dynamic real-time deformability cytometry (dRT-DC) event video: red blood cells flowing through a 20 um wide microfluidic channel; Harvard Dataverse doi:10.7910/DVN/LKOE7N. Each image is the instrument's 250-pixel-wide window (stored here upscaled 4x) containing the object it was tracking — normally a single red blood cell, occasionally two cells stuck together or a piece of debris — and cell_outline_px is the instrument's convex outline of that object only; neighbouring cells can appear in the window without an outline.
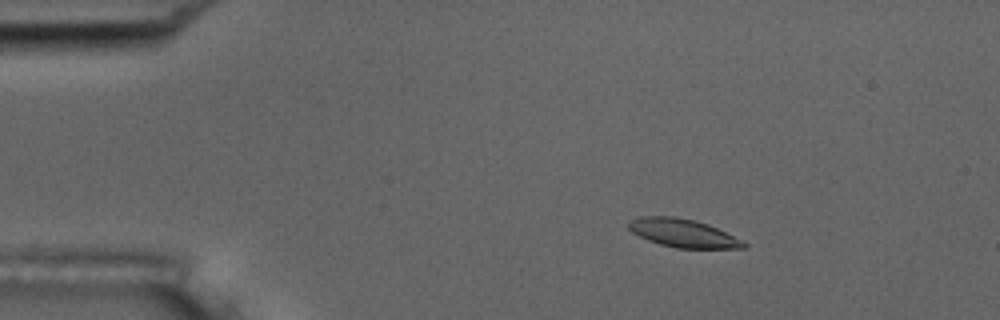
{"species": "common noctule bat (a hibernating species)", "species_latin": "Nyctalus noctula", "temperature_condition": "room temperature", "stored_images_in_passage": 55, "camera_frame_rate_fps": 3000, "um_per_image_px": 0.085, "animal": {"sex": "male", "body_mass_g": 17.5, "forearm_length_mm": 52.3}, "frame": {"image": 1, "passage_image": 10, "time_ms": 3.0, "image_size_px": [1000, 320], "cell_outline_px": [[748, 244], [744, 248], [676, 248], [660, 244], [648, 240], [632, 232], [628, 228], [628, 224], [632, 220], [640, 216], [676, 216], [708, 224], [744, 240]], "centroid_in_image_um": [58.08, 19.81], "position_along_channel_um": 26.9, "area_um2": 18.9}}
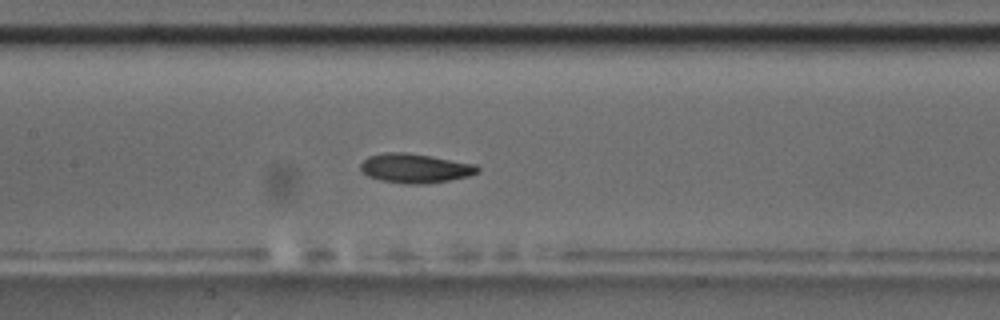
{"frame": {"image": 2, "passage_image": 27, "time_ms": 8.667, "image_size_px": [1000, 320], "cell_outline_px": [[480, 172], [468, 176], [448, 180], [424, 184], [404, 184], [380, 180], [368, 176], [360, 172], [360, 164], [368, 156], [388, 152], [408, 152], [432, 156], [476, 164], [480, 168]], "centroid_in_image_um": [35.27, 14.3], "position_along_channel_um": 172.1, "area_um2": 20.17}, "authors_computed_cell_mechanics": {"area_um2": 19.4786, "velocity_mm_per_s": 3.7066, "shape_relaxation_time_tau1_ms": 2.7668, "shape_relaxation_time_tau2_ms": 2.9486, "deformation_change_tau1": 0.1144, "deformation_change_tau2": 0.0835}}